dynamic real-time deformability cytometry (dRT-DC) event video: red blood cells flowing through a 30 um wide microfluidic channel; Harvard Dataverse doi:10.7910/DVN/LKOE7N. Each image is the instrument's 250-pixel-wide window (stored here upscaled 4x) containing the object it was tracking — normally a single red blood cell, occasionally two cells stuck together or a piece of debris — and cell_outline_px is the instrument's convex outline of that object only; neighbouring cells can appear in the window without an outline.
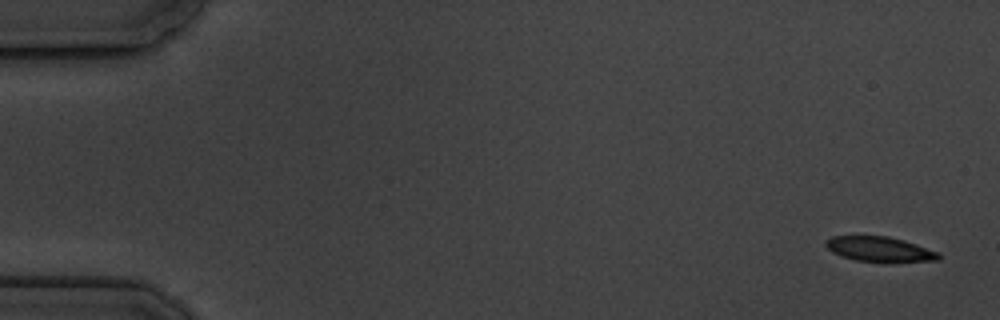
{"species": "common noctule bat (a hibernating species)", "species_latin": "Nyctalus noctula", "temperature_condition": "cold", "stored_images_in_passage": 6, "camera_frame_rate_fps": 3000, "um_per_image_px": 0.085, "animal": {"sex": "male", "body_mass_g": 19.5, "forearm_length_mm": 54.6}, "frame": {"image": 1, "passage_image": 1, "time_ms": 0.0, "image_size_px": [1000, 320], "cell_outline_px": [[940, 260], [888, 264], [884, 264], [856, 260], [832, 252], [824, 244], [824, 240], [832, 236], [888, 236], [904, 240], [940, 252]], "centroid_in_image_um": [74.83, 21.21], "position_along_channel_um": 10.2, "area_um2": 17.05}}